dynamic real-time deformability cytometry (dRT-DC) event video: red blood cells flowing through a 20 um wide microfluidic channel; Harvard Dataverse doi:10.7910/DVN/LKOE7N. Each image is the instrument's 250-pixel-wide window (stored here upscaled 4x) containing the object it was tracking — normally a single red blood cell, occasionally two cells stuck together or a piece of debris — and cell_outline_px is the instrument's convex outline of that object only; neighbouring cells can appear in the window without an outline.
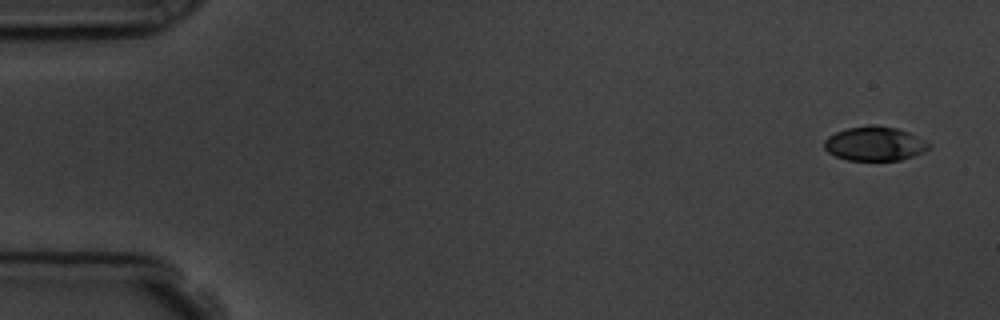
{"species": "common noctule bat (a hibernating species)", "species_latin": "Nyctalus noctula", "temperature_condition": "room temperature", "stored_images_in_passage": 5, "camera_frame_rate_fps": 3000, "um_per_image_px": 0.085, "animal": {"sex": "male", "body_mass_g": 19.5, "forearm_length_mm": 54.6}, "frame": {"image": 1, "passage_image": 1, "time_ms": 0.0, "image_size_px": [1000, 320], "cell_outline_px": [[932, 144], [924, 152], [900, 160], [848, 160], [836, 156], [828, 152], [824, 148], [824, 140], [828, 136], [836, 132], [848, 128], [872, 124], [896, 128], [908, 132]], "centroid_in_image_um": [74.34, 12.21], "position_along_channel_um": 10.7, "area_um2": 20.75}}
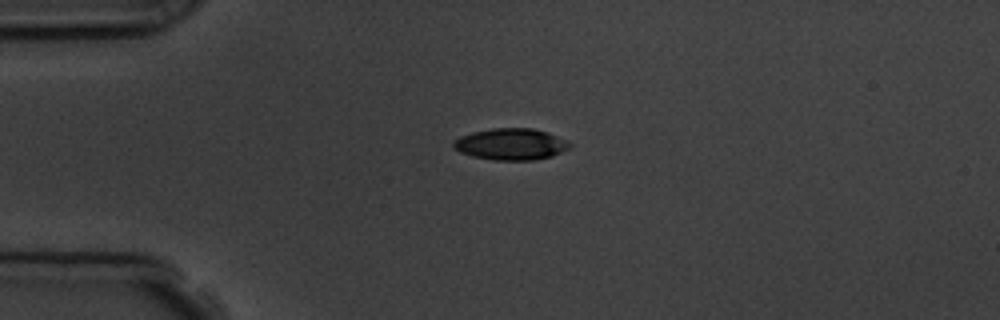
{"frame": {"image": 2, "passage_image": 4, "time_ms": 3.667, "image_size_px": [1000, 320], "cell_outline_px": [[572, 144], [568, 148], [552, 156], [532, 160], [492, 160], [472, 156], [460, 152], [452, 144], [452, 140], [460, 136], [472, 132], [492, 128], [532, 128], [548, 132], [568, 140]], "centroid_in_image_um": [43.42, 12.25], "position_along_channel_um": 41.6, "area_um2": 21.44}}